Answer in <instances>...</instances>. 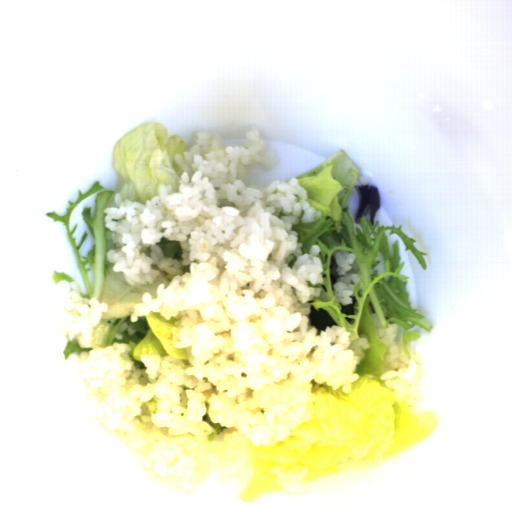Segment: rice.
Listing matches in <instances>:
<instances>
[{"instance_id": "652b925c", "label": "rice", "mask_w": 512, "mask_h": 512, "mask_svg": "<svg viewBox=\"0 0 512 512\" xmlns=\"http://www.w3.org/2000/svg\"><path fill=\"white\" fill-rule=\"evenodd\" d=\"M189 151L174 154L179 189L157 185L145 203L114 196L104 226L119 248L106 260L126 282L151 284V297L133 305L129 322L159 313L181 328L173 348L140 355L127 343L79 353L86 386L81 410L93 427L114 434L139 453L149 481L188 493L240 486L254 474L246 453L273 445L307 420L315 380L343 393L358 381L357 365L370 349L366 334L349 341L344 326L317 335L309 315L321 297L319 245L303 254L293 225L314 223L322 211L292 176L267 188L246 186L247 167L278 165L277 150L250 125L243 146L223 147L217 129L196 132ZM308 282L312 286L308 287Z\"/></svg>"}, {"instance_id": "023b6e5f", "label": "rice", "mask_w": 512, "mask_h": 512, "mask_svg": "<svg viewBox=\"0 0 512 512\" xmlns=\"http://www.w3.org/2000/svg\"><path fill=\"white\" fill-rule=\"evenodd\" d=\"M379 340L389 351L384 353L380 380L390 389L394 399H402L409 409L415 412L422 403L426 392L421 388V379L427 369L420 353L407 344L410 355L408 358L402 341V326L398 323H388L383 328L375 313H370Z\"/></svg>"}, {"instance_id": "8eca5e8b", "label": "rice", "mask_w": 512, "mask_h": 512, "mask_svg": "<svg viewBox=\"0 0 512 512\" xmlns=\"http://www.w3.org/2000/svg\"><path fill=\"white\" fill-rule=\"evenodd\" d=\"M68 299L73 308L61 310L57 318L58 332L67 335L68 341L76 339L80 348H91L93 332L103 313L108 312V303H100L95 298L82 297L79 283L70 281Z\"/></svg>"}, {"instance_id": "acb35da6", "label": "rice", "mask_w": 512, "mask_h": 512, "mask_svg": "<svg viewBox=\"0 0 512 512\" xmlns=\"http://www.w3.org/2000/svg\"><path fill=\"white\" fill-rule=\"evenodd\" d=\"M333 257L338 265L335 269L338 279L332 285L335 301L343 306L352 305L354 301L351 296L355 297V287L360 280L358 273L351 265L357 255L342 249L338 250Z\"/></svg>"}]
</instances>
